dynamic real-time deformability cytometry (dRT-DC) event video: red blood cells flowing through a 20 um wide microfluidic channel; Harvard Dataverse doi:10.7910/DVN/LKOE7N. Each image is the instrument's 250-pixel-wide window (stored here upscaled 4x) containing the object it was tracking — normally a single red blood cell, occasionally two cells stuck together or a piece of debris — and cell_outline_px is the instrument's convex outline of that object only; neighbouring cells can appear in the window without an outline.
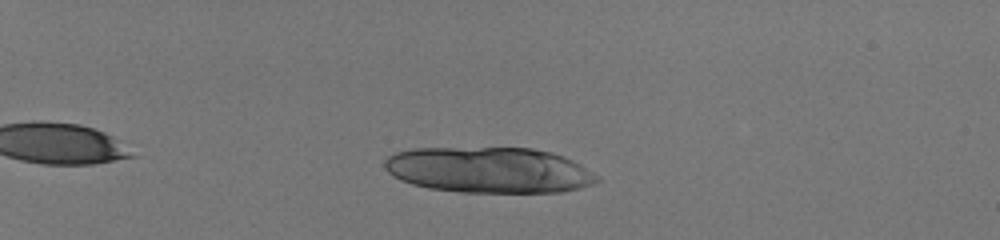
{"species": "human", "species_latin": "Homo sapiens", "temperature_condition": "room temperature", "stored_images_in_passage": 21, "camera_frame_rate_fps": 3000, "um_per_image_px": 0.085, "donor": {"sex": "male"}, "frame": {"image": 1, "passage_image": 11, "time_ms": 3.333, "image_size_px": [1000, 240], "cell_outline_px": [[600, 180], [592, 184], [580, 188], [564, 192], [460, 192], [428, 188], [412, 184], [400, 180], [392, 176], [384, 168], [384, 160], [388, 156], [396, 152], [412, 148], [532, 148], [552, 152], [564, 156], [580, 164], [600, 176]], "centroid_in_image_um": [41.57, 14.45], "position_along_channel_um": 43.4, "area_um2": 57.11}}